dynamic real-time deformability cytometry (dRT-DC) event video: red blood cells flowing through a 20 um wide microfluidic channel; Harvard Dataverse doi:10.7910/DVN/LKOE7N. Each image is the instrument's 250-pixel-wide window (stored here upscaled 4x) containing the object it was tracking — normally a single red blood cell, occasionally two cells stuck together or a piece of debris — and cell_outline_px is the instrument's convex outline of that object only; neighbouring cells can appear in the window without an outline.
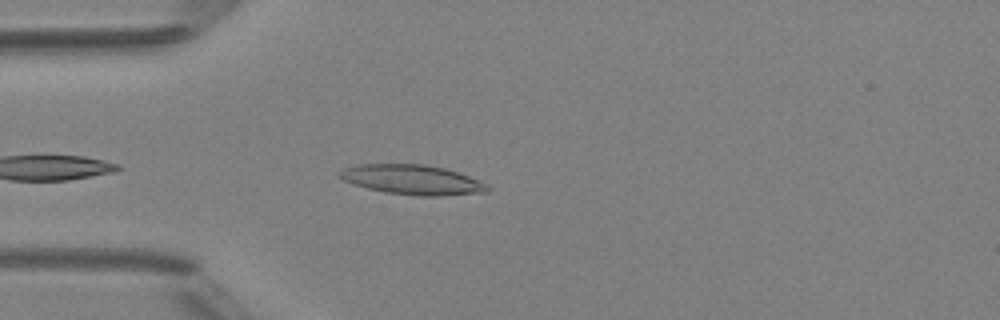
{"species": "Egyptian fruit bat (a non-hibernating species)", "species_latin": "Rousettus aegyptiacus", "temperature_condition": "room temperature", "stored_images_in_passage": 37, "camera_frame_rate_fps": 3000, "um_per_image_px": 0.085, "animal": {"sex": "female"}, "frame": {"image": 1, "passage_image": 4, "time_ms": 1.0, "image_size_px": [1000, 320], "cell_outline_px": [[492, 188], [488, 192], [440, 196], [420, 196], [384, 192], [368, 188], [344, 180], [336, 176], [336, 172], [344, 168], [360, 164], [424, 164], [444, 168], [468, 176]], "centroid_in_image_um": [35.01, 15.28], "position_along_channel_um": 50.0, "area_um2": 25.49}}
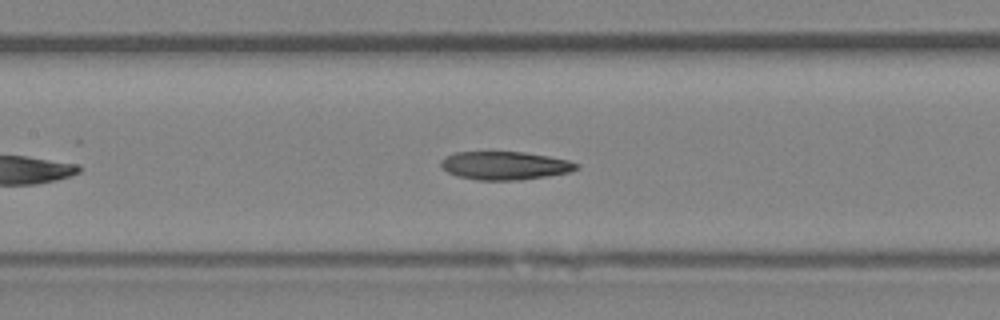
{"frame": {"image": 2, "passage_image": 13, "time_ms": 4.0, "image_size_px": [1000, 320], "cell_outline_px": [[580, 168], [568, 172], [548, 176], [520, 180], [476, 180], [456, 176], [440, 168], [440, 160], [456, 152], [524, 152], [548, 156], [568, 160], [580, 164]], "centroid_in_image_um": [42.91, 14.08], "position_along_channel_um": 164.5, "area_um2": 22.43}}
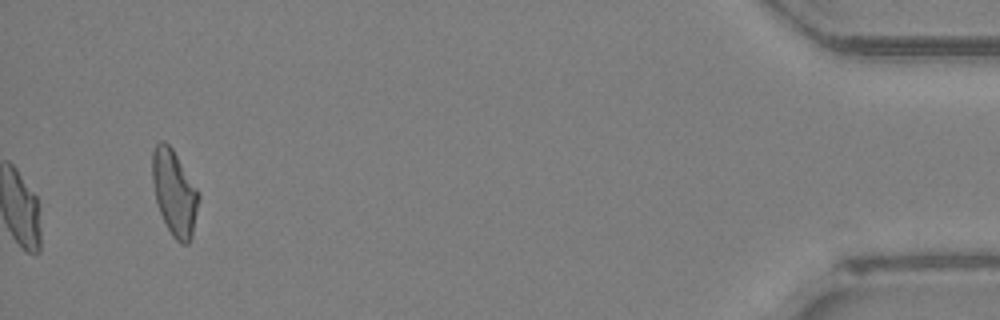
{"frame": {"image": 3, "passage_image": 37, "time_ms": 12.0, "image_size_px": [1000, 320], "cell_outline_px": [[200, 200], [192, 236], [188, 244], [180, 244], [172, 236], [160, 212], [156, 200], [152, 180], [152, 152], [156, 144], [160, 140], [164, 140], [172, 148], [200, 192]], "centroid_in_image_um": [14.84, 16.38], "position_along_channel_um": 420.4, "area_um2": 23.24}, "authors_computed_cell_mechanics": {"area_um2": 22.4264, "velocity_mm_per_s": 4.1966, "shape_relaxation_time_tau1_ms": null, "shape_relaxation_time_tau2_ms": 7.2419, "deformation_change_tau1": null, "deformation_change_tau2": 0.1767}}